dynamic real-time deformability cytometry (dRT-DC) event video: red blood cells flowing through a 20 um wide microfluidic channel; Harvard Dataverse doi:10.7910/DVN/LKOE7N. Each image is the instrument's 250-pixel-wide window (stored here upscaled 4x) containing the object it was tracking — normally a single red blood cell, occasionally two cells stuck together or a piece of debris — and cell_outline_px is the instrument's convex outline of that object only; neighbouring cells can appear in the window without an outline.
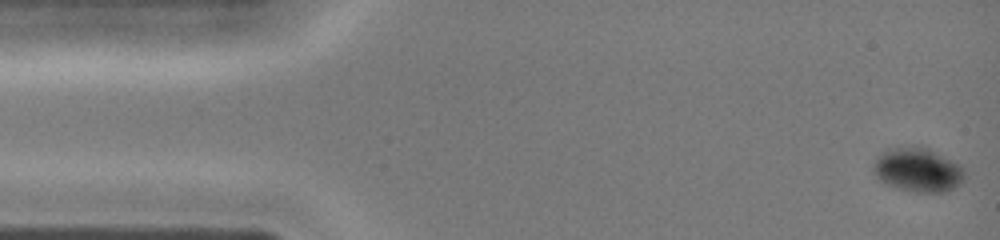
{"species": "common noctule bat (a hibernating species)", "species_latin": "Nyctalus noctula", "temperature_condition": "cold", "stored_images_in_passage": 41, "camera_frame_rate_fps": 3000, "um_per_image_px": 0.085, "animal": {"sex": "female", "body_mass_g": 19.0, "forearm_length_mm": 51.5}, "frame": {"image": 1, "passage_image": 1, "time_ms": 0.0, "image_size_px": [1000, 240], "cell_outline_px": [[968, 176], [960, 184], [944, 192], [916, 192], [896, 188], [880, 180], [876, 176], [872, 168], [876, 160], [888, 148], [928, 148], [960, 164], [964, 168]], "centroid_in_image_um": [78.08, 14.47], "position_along_channel_um": 6.9, "area_um2": 23.12}}
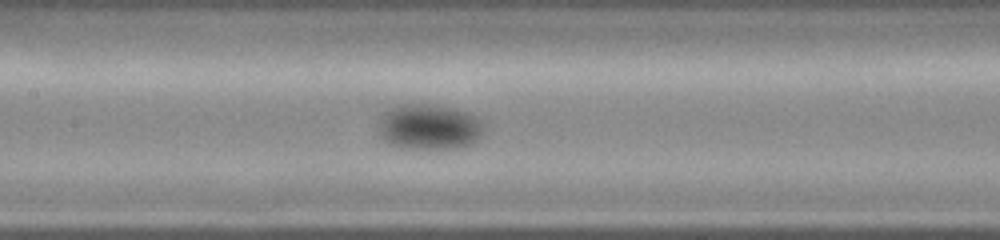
{"frame": {"image": 2, "passage_image": 19, "time_ms": 6.0, "image_size_px": [1000, 240], "cell_outline_px": [[484, 132], [476, 140], [464, 148], [404, 148], [388, 144], [380, 136], [380, 116], [388, 108], [400, 104], [436, 104], [468, 112], [476, 116], [484, 124]], "centroid_in_image_um": [36.49, 10.78], "position_along_channel_um": 170.9, "area_um2": 28.26}}
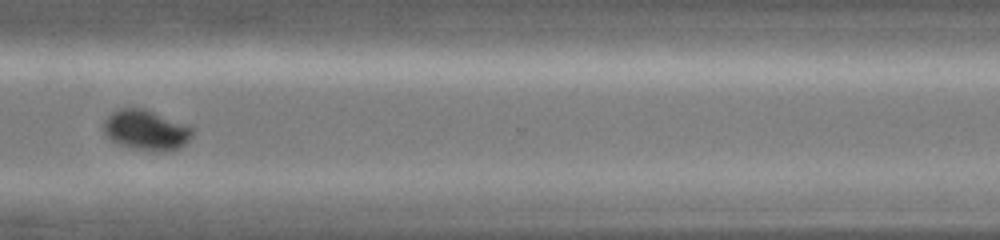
{"frame": {"image": 3, "passage_image": 31, "time_ms": 10.0, "image_size_px": [1000, 240], "cell_outline_px": [[196, 128], [192, 136], [180, 148], [168, 152], [164, 152], [132, 148], [116, 144], [104, 132], [104, 120], [112, 112], [120, 108], [144, 108], [192, 124]], "centroid_in_image_um": [12.5, 11.04], "position_along_channel_um": 358.1, "area_um2": 21.39}}